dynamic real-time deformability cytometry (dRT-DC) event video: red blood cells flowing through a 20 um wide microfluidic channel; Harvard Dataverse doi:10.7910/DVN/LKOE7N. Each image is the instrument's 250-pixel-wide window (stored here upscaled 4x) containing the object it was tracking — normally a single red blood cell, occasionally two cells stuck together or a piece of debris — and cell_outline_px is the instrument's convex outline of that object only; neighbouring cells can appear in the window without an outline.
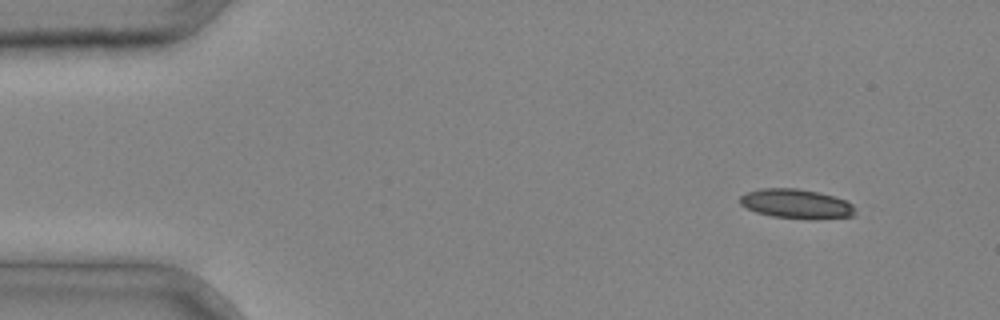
{"species": "common noctule bat (a hibernating species)", "species_latin": "Nyctalus noctula", "temperature_condition": "cold", "stored_images_in_passage": 3, "camera_frame_rate_fps": 3000, "um_per_image_px": 0.085, "animal": {"sex": "male", "body_mass_g": 20.4}, "frame": {"image": 1, "passage_image": 1, "time_ms": 0.0, "image_size_px": [1000, 320], "cell_outline_px": [[856, 216], [816, 220], [808, 220], [772, 216], [756, 212], [740, 204], [740, 196], [748, 192], [760, 188], [796, 188], [816, 192], [848, 200], [856, 208]], "centroid_in_image_um": [67.75, 17.35], "position_along_channel_um": 17.2, "area_um2": 20.06}}
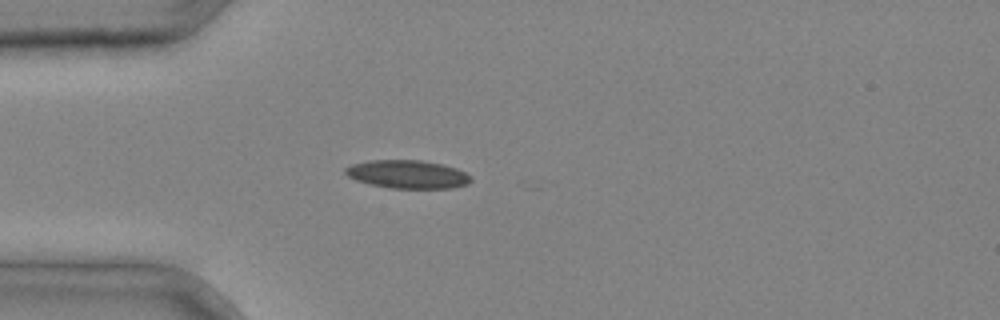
{"frame": {"image": 2, "passage_image": 3, "time_ms": 0.667, "image_size_px": [1000, 320], "cell_outline_px": [[472, 180], [468, 184], [452, 188], [388, 188], [356, 180], [348, 176], [344, 172], [344, 168], [352, 164], [368, 160], [420, 160], [444, 164], [456, 168], [472, 176]], "centroid_in_image_um": [34.66, 14.81], "position_along_channel_um": 50.3, "area_um2": 20.75}}